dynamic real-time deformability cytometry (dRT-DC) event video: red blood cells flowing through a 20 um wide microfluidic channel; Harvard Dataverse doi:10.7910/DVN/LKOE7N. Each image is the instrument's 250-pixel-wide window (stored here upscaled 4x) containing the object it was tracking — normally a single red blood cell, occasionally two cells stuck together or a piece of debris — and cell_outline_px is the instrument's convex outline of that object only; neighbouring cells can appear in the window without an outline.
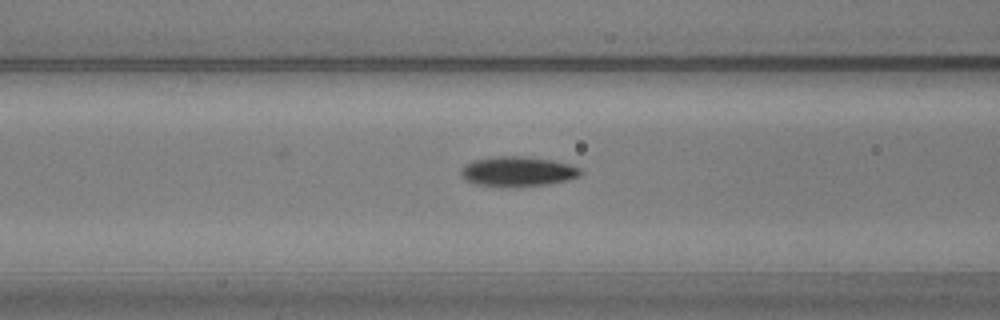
{"species": "common noctule bat (a hibernating species)", "species_latin": "Nyctalus noctula", "temperature_condition": "warm", "stored_images_in_passage": 55, "camera_frame_rate_fps": 3000, "um_per_image_px": 0.085, "animal": {"sex": "male", "body_mass_g": 20.5, "forearm_length_mm": 52.5}, "frame": {"image": 1, "passage_image": 21, "time_ms": 6.667, "image_size_px": [1000, 320], "cell_outline_px": [[584, 172], [580, 176], [568, 180], [548, 184], [476, 184], [464, 180], [460, 172], [468, 164], [476, 160], [496, 156], [516, 156], [552, 160], [568, 164], [580, 168]], "centroid_in_image_um": [44.07, 14.54], "position_along_channel_um": 122.5, "area_um2": 19.77}}
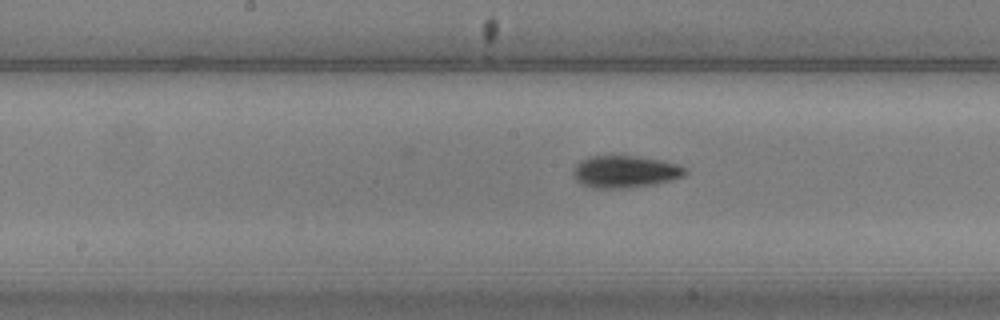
{"frame": {"image": 2, "passage_image": 27, "time_ms": 8.667, "image_size_px": [1000, 320], "cell_outline_px": [[688, 172], [684, 176], [672, 180], [656, 184], [628, 188], [592, 188], [576, 180], [572, 176], [572, 172], [576, 164], [580, 160], [588, 156], [636, 156], [664, 160], [680, 164], [688, 168]], "centroid_in_image_um": [53.18, 14.59], "position_along_channel_um": 195.0, "area_um2": 21.39}}
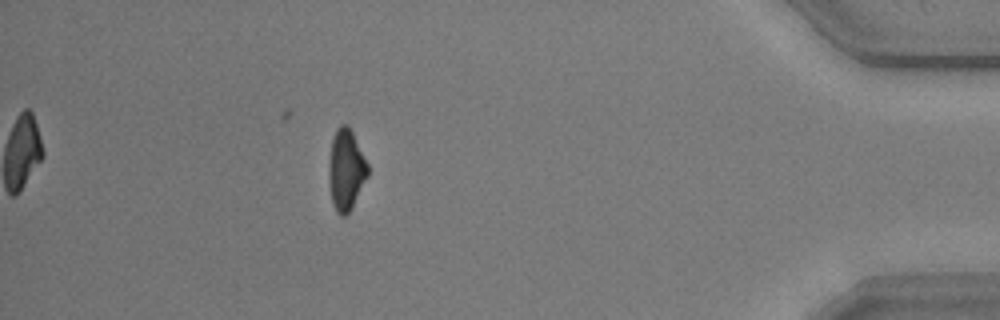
{"frame": {"image": 3, "passage_image": 49, "time_ms": 16.0, "image_size_px": [1000, 320], "cell_outline_px": [[368, 176], [352, 208], [344, 216], [340, 216], [336, 212], [332, 204], [328, 184], [328, 164], [332, 140], [336, 128], [340, 124], [348, 124], [368, 164]], "centroid_in_image_um": [29.39, 14.45], "position_along_channel_um": 405.8, "area_um2": 18.61}, "authors_computed_cell_mechanics": {"area_um2": 18.785, "velocity_mm_per_s": 3.6065, "shape_relaxation_time_tau1_ms": 1.876, "shape_relaxation_time_tau2_ms": 7.6225, "deformation_change_tau1": 0.1282, "deformation_change_tau2": 0.157}}